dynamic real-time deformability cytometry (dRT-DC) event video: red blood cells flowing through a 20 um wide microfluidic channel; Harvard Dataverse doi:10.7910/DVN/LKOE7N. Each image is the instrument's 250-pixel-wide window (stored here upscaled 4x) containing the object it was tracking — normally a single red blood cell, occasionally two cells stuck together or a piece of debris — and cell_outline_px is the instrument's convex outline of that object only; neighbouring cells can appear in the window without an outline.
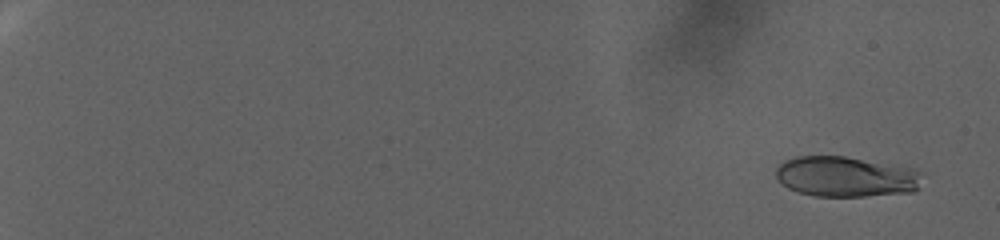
{"species": "human", "species_latin": "Homo sapiens", "temperature_condition": "warm", "stored_images_in_passage": 93, "camera_frame_rate_fps": 3000, "um_per_image_px": 0.085, "donor": {"sex": "female"}, "frame": {"image": 1, "passage_image": 6, "time_ms": 1.667, "image_size_px": [1000, 240], "cell_outline_px": [[920, 188], [912, 192], [864, 196], [816, 196], [796, 192], [788, 188], [776, 180], [776, 168], [784, 160], [796, 156], [844, 156], [916, 168], [920, 172]], "centroid_in_image_um": [71.89, 15.01], "position_along_channel_um": 13.1, "area_um2": 34.74}}
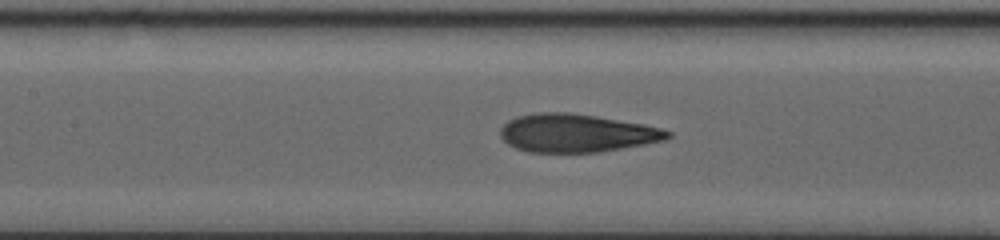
{"frame": {"image": 2, "passage_image": 52, "time_ms": 17.0, "image_size_px": [1000, 240], "cell_outline_px": [[672, 136], [664, 140], [644, 144], [600, 152], [528, 152], [516, 148], [508, 144], [500, 136], [500, 128], [508, 120], [516, 116], [536, 112], [568, 112], [596, 116], [644, 124], [660, 128], [672, 132]], "centroid_in_image_um": [48.98, 11.3], "position_along_channel_um": 158.4, "area_um2": 37.28}}
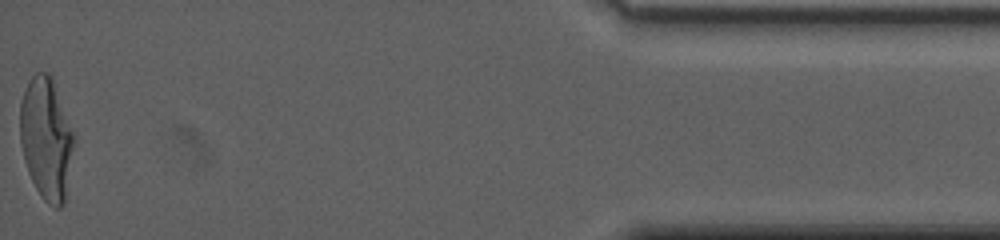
{"frame": {"image": 3, "passage_image": 93, "time_ms": 30.667, "image_size_px": [1000, 240], "cell_outline_px": [[76, 140], [64, 204], [60, 208], [56, 208], [48, 204], [44, 200], [36, 188], [28, 172], [24, 160], [20, 140], [20, 104], [28, 80], [36, 72], [48, 72], [52, 76], [76, 136]], "centroid_in_image_um": [3.96, 11.76], "position_along_channel_um": 431.2, "area_um2": 38.9}, "authors_computed_cell_mechanics": {"area_um2": 36.4718, "velocity_mm_per_s": 2.4684, "shape_relaxation_time_tau1_ms": 9.2403, "shape_relaxation_time_tau2_ms": 1.2574, "deformation_change_tau1": 0.2978, "deformation_change_tau2": 0.0862}}